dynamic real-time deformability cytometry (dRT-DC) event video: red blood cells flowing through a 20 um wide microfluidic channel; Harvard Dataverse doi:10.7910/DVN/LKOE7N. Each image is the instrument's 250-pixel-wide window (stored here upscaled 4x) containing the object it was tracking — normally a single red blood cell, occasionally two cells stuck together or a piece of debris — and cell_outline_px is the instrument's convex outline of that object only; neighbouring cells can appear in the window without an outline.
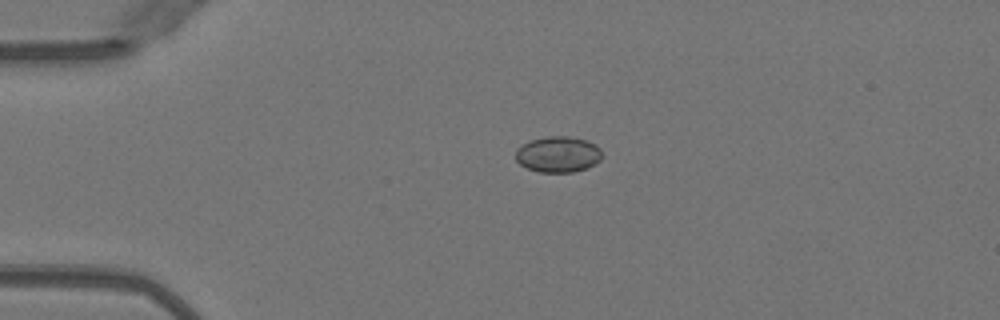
{"species": "Egyptian fruit bat (a non-hibernating species)", "species_latin": "Rousettus aegyptiacus", "temperature_condition": "warm", "stored_images_in_passage": 33, "camera_frame_rate_fps": 3000, "um_per_image_px": 0.085, "animal": {"sex": "female"}, "frame": {"image": 1, "passage_image": 1, "time_ms": 0.0, "image_size_px": [1000, 320], "cell_outline_px": [[600, 160], [588, 168], [572, 172], [540, 172], [528, 168], [520, 164], [516, 160], [516, 148], [520, 144], [528, 140], [548, 136], [568, 136], [584, 140], [596, 144], [600, 148]], "centroid_in_image_um": [47.4, 13.11], "position_along_channel_um": 37.6, "area_um2": 18.15}}
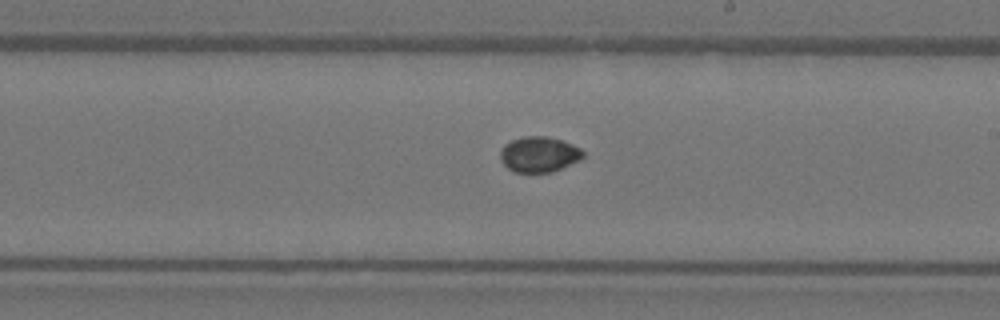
{"frame": {"image": 2, "passage_image": 19, "time_ms": 6.0, "image_size_px": [1000, 320], "cell_outline_px": [[584, 156], [580, 160], [552, 172], [516, 172], [508, 168], [500, 160], [500, 152], [504, 144], [512, 140], [524, 136], [548, 136], [572, 144], [580, 148], [584, 152]], "centroid_in_image_um": [45.82, 13.11], "position_along_channel_um": 243.2, "area_um2": 17.11}}
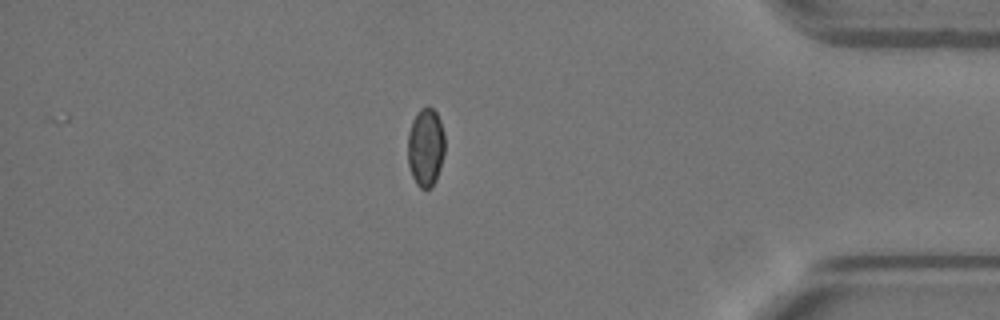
{"frame": {"image": 3, "passage_image": 33, "time_ms": 10.667, "image_size_px": [1000, 320], "cell_outline_px": [[444, 152], [440, 168], [436, 180], [432, 188], [420, 188], [416, 184], [412, 176], [408, 164], [408, 132], [412, 120], [416, 112], [420, 108], [428, 104], [436, 112], [440, 120], [444, 132]], "centroid_in_image_um": [36.17, 12.49], "position_along_channel_um": 399.0, "area_um2": 17.22}}